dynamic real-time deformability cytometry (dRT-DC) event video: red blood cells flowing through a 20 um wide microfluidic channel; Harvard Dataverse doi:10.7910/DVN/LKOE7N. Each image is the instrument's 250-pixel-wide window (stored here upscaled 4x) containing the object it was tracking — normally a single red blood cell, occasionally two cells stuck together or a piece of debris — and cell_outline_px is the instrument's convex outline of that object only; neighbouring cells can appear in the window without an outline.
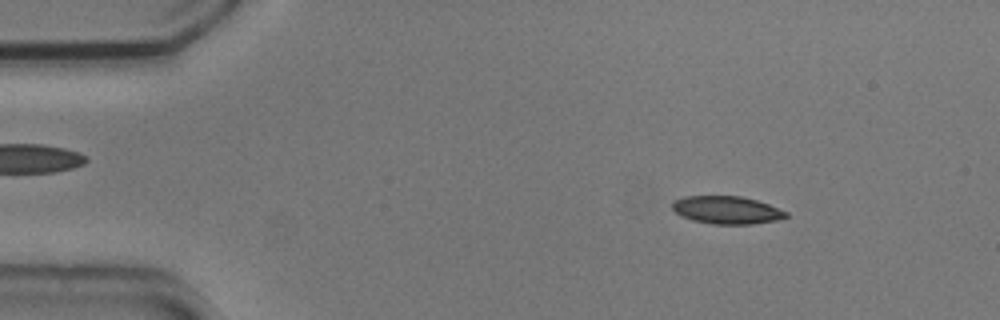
{"species": "common noctule bat (a hibernating species)", "species_latin": "Nyctalus noctula", "temperature_condition": "cold", "stored_images_in_passage": 53, "camera_frame_rate_fps": 3000, "um_per_image_px": 0.085, "animal": {"sex": "male", "body_mass_g": 20.5, "forearm_length_mm": 52.5}, "frame": {"image": 1, "passage_image": 6, "time_ms": 1.667, "image_size_px": [1000, 320], "cell_outline_px": [[788, 216], [776, 220], [752, 224], [712, 224], [692, 220], [680, 216], [672, 208], [672, 200], [684, 196], [740, 196], [756, 200], [768, 204], [788, 212]], "centroid_in_image_um": [61.74, 17.85], "position_along_channel_um": 23.3, "area_um2": 18.44}}
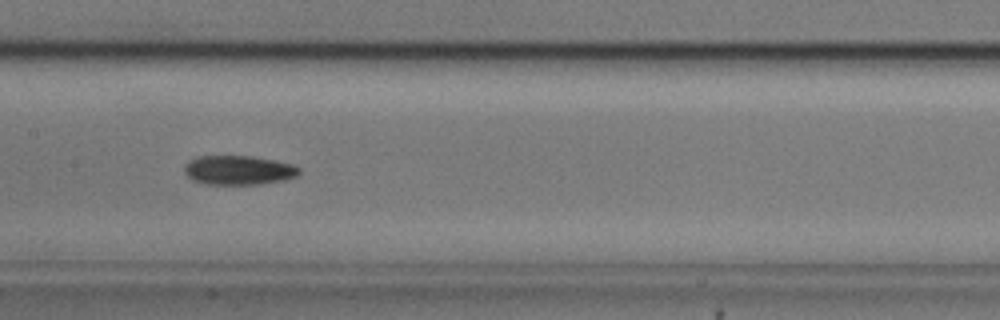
{"frame": {"image": 2, "passage_image": 25, "time_ms": 8.0, "image_size_px": [1000, 320], "cell_outline_px": [[300, 172], [296, 176], [284, 180], [260, 184], [204, 184], [192, 180], [184, 172], [184, 168], [188, 160], [196, 156], [252, 156], [276, 160], [292, 164], [300, 168]], "centroid_in_image_um": [20.26, 14.46], "position_along_channel_um": 187.1, "area_um2": 19.71}}
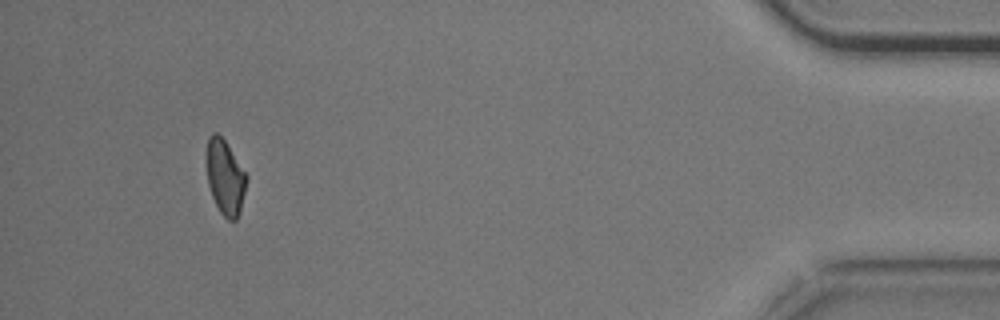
{"frame": {"image": 3, "passage_image": 49, "time_ms": 16.0, "image_size_px": [1000, 320], "cell_outline_px": [[248, 176], [240, 212], [236, 220], [228, 220], [220, 212], [212, 196], [208, 184], [208, 136], [212, 132], [216, 132], [224, 140]], "centroid_in_image_um": [19.16, 15.09], "position_along_channel_um": 416.0, "area_um2": 16.99}, "authors_computed_cell_mechanics": {"area_um2": 18.9006, "velocity_mm_per_s": 3.7148, "shape_relaxation_time_tau1_ms": 4.0789, "shape_relaxation_time_tau2_ms": 10.3214, "deformation_change_tau1": 0.1056, "deformation_change_tau2": 0.1944}}